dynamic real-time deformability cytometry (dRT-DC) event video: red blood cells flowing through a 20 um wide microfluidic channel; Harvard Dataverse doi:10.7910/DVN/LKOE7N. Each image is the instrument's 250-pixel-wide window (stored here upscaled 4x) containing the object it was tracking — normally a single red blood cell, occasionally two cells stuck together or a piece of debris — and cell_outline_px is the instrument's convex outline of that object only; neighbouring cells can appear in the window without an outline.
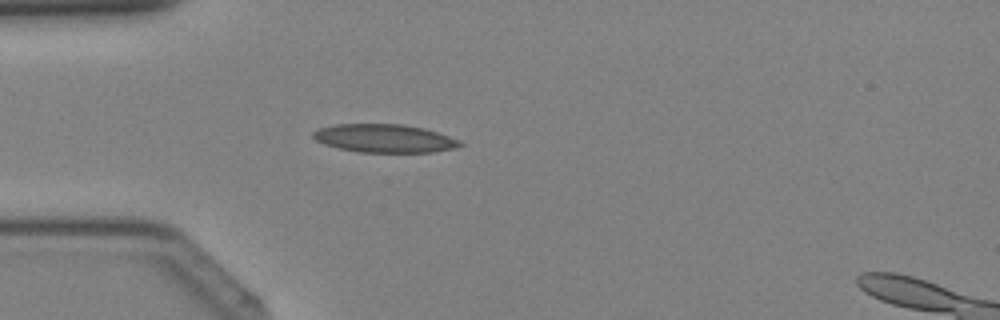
{"species": "Egyptian fruit bat (a non-hibernating species)", "species_latin": "Rousettus aegyptiacus", "temperature_condition": "cold", "stored_images_in_passage": 26, "camera_frame_rate_fps": 3000, "um_per_image_px": 0.085, "animal": {"sex": "female"}, "frame": {"image": 1, "passage_image": 3, "time_ms": 0.667, "image_size_px": [1000, 320], "cell_outline_px": [[464, 144], [452, 148], [432, 152], [360, 152], [340, 148], [324, 144], [316, 140], [312, 136], [312, 132], [320, 128], [332, 124], [400, 124], [424, 128], [460, 140]], "centroid_in_image_um": [32.65, 11.75], "position_along_channel_um": 52.4, "area_um2": 23.99}}
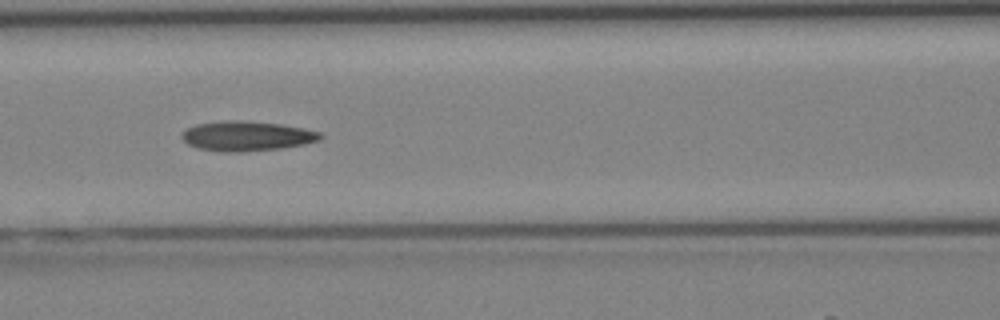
{"frame": {"image": 2, "passage_image": 9, "time_ms": 2.667, "image_size_px": [1000, 320], "cell_outline_px": [[324, 136], [320, 140], [304, 144], [280, 148], [240, 152], [224, 152], [200, 148], [188, 144], [180, 136], [188, 128], [196, 124], [232, 120], [244, 120], [280, 124], [304, 128], [320, 132]], "centroid_in_image_um": [21.01, 11.56], "position_along_channel_um": 145.6, "area_um2": 23.87}}
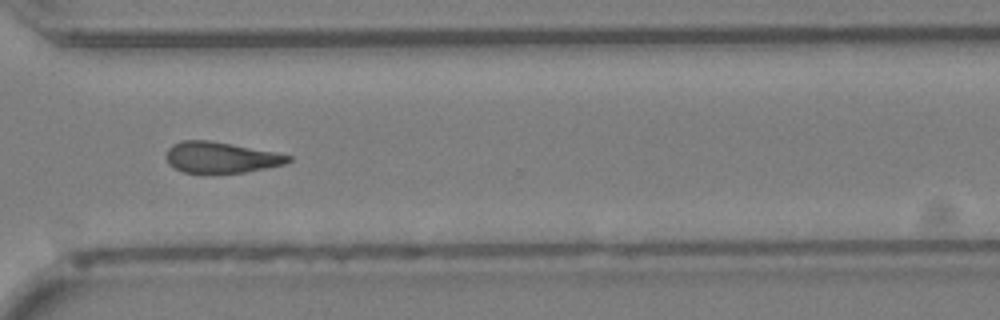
{"frame": {"image": 3, "passage_image": 21, "time_ms": 6.667, "image_size_px": [1000, 320], "cell_outline_px": [[292, 160], [284, 164], [244, 172], [208, 176], [184, 172], [168, 164], [168, 148], [172, 144], [180, 140], [208, 140], [276, 152], [292, 156]], "centroid_in_image_um": [18.76, 13.41], "position_along_channel_um": 351.8, "area_um2": 22.48}}